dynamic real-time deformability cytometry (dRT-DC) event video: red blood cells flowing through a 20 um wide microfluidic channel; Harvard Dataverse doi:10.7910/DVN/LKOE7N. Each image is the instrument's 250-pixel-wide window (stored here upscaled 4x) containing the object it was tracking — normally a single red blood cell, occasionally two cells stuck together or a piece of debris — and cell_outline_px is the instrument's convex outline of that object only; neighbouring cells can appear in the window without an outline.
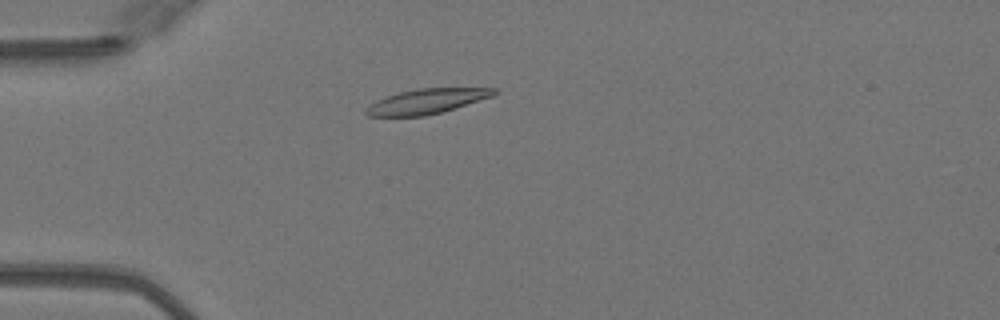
{"species": "Egyptian fruit bat (a non-hibernating species)", "species_latin": "Rousettus aegyptiacus", "temperature_condition": "warm", "stored_images_in_passage": 46, "camera_frame_rate_fps": 3000, "um_per_image_px": 0.085, "animal": {"sex": "female"}, "frame": {"image": 1, "passage_image": 10, "time_ms": 3.0, "image_size_px": [1000, 320], "cell_outline_px": [[500, 92], [492, 96], [440, 112], [424, 116], [368, 116], [364, 112], [364, 108], [376, 100], [400, 92], [416, 88], [496, 88]], "centroid_in_image_um": [36.24, 8.6], "position_along_channel_um": 48.8, "area_um2": 18.38}}
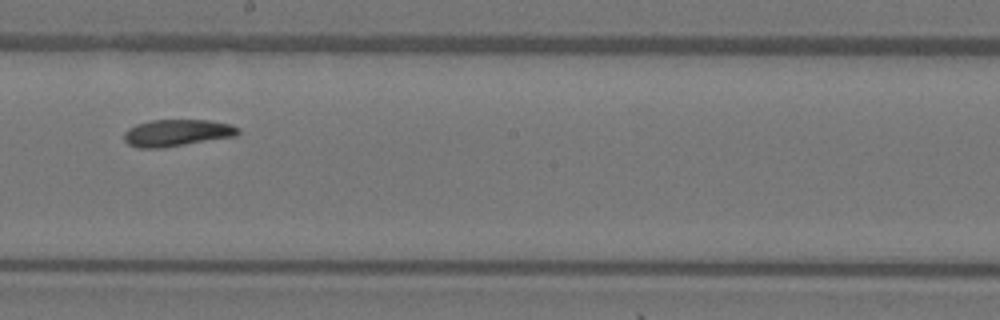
{"frame": {"image": 2, "passage_image": 25, "time_ms": 8.0, "image_size_px": [1000, 320], "cell_outline_px": [[240, 132], [236, 136], [160, 148], [136, 148], [128, 144], [124, 140], [124, 132], [128, 128], [136, 124], [152, 120], [208, 120], [228, 124], [240, 128]], "centroid_in_image_um": [15.01, 11.29], "position_along_channel_um": 233.2, "area_um2": 17.8}}
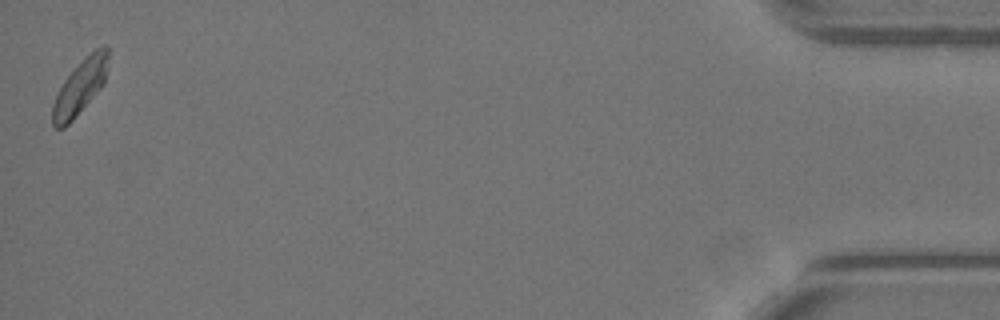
{"frame": {"image": 3, "passage_image": 46, "time_ms": 15.0, "image_size_px": [1000, 320], "cell_outline_px": [[108, 56], [104, 84], [72, 120], [64, 128], [56, 128], [52, 124], [52, 104], [64, 80], [96, 48], [104, 44], [108, 48]], "centroid_in_image_um": [6.8, 7.43], "position_along_channel_um": 428.4, "area_um2": 17.05}, "authors_computed_cell_mechanics": {"area_um2": 18.1492, "velocity_mm_per_s": 4.048, "shape_relaxation_time_tau1_ms": 5.4278, "shape_relaxation_time_tau2_ms": 3.1029, "deformation_change_tau1": 0.1418, "deformation_change_tau2": 0.086}}